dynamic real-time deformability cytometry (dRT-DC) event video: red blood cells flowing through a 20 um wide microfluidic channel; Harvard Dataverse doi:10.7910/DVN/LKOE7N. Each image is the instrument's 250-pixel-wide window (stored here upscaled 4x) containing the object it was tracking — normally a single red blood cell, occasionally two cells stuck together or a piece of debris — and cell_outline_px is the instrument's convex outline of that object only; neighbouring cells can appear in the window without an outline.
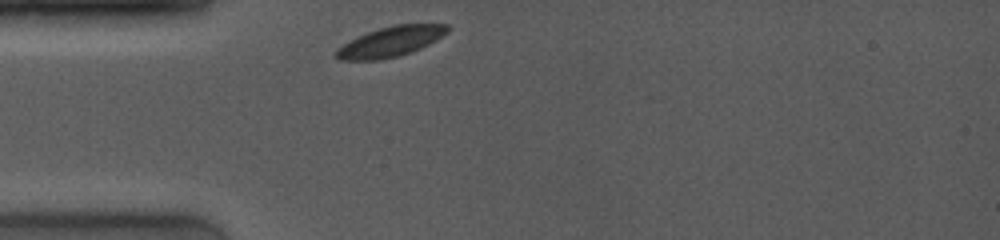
{"species": "common noctule bat (a hibernating species)", "species_latin": "Nyctalus noctula", "temperature_condition": "room temperature", "stored_images_in_passage": 28, "camera_frame_rate_fps": 4000, "um_per_image_px": 0.085, "animal": {"sex": "female", "body_mass_g": 19.0, "forearm_length_mm": 53.3}, "frame": {"image": 1, "passage_image": 1, "time_ms": 0.0, "image_size_px": [1000, 240], "cell_outline_px": [[448, 32], [436, 40], [420, 48], [400, 56], [380, 60], [340, 60], [332, 56], [344, 44], [368, 32], [380, 28], [396, 24], [448, 24]], "centroid_in_image_um": [33.21, 3.55], "position_along_channel_um": 51.8, "area_um2": 19.25}}
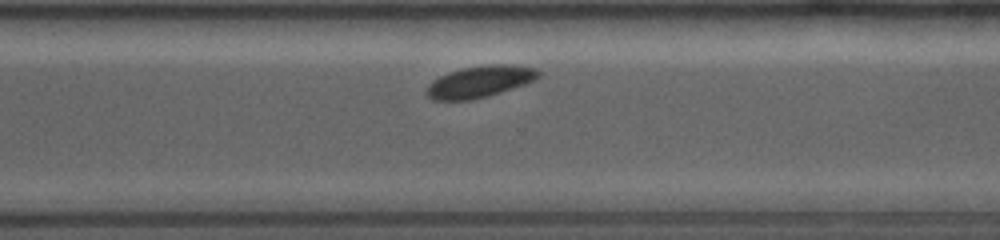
{"frame": {"image": 2, "passage_image": 21, "time_ms": 7.5, "image_size_px": [1000, 240], "cell_outline_px": [[540, 76], [524, 84], [488, 96], [472, 100], [432, 100], [428, 96], [428, 84], [432, 80], [448, 72], [464, 68], [488, 64], [512, 64], [536, 68], [540, 72]], "centroid_in_image_um": [40.79, 6.93], "position_along_channel_um": 329.8, "area_um2": 20.46}}
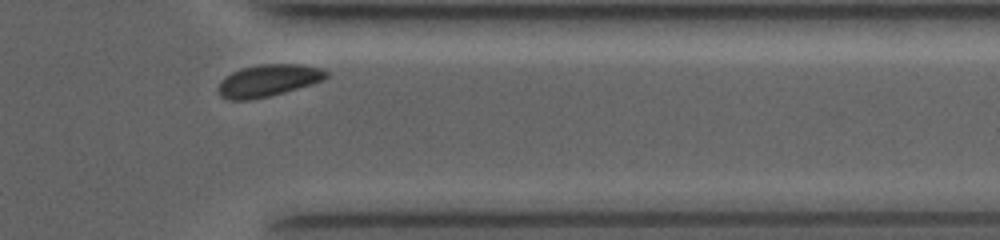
{"frame": {"image": 3, "passage_image": 26, "time_ms": 9.0, "image_size_px": [1000, 240], "cell_outline_px": [[328, 76], [324, 80], [312, 84], [284, 92], [268, 96], [248, 100], [228, 100], [220, 96], [220, 80], [232, 72], [240, 68], [260, 64], [300, 64], [320, 68], [328, 72]], "centroid_in_image_um": [22.81, 6.83], "position_along_channel_um": 388.6, "area_um2": 20.06}}